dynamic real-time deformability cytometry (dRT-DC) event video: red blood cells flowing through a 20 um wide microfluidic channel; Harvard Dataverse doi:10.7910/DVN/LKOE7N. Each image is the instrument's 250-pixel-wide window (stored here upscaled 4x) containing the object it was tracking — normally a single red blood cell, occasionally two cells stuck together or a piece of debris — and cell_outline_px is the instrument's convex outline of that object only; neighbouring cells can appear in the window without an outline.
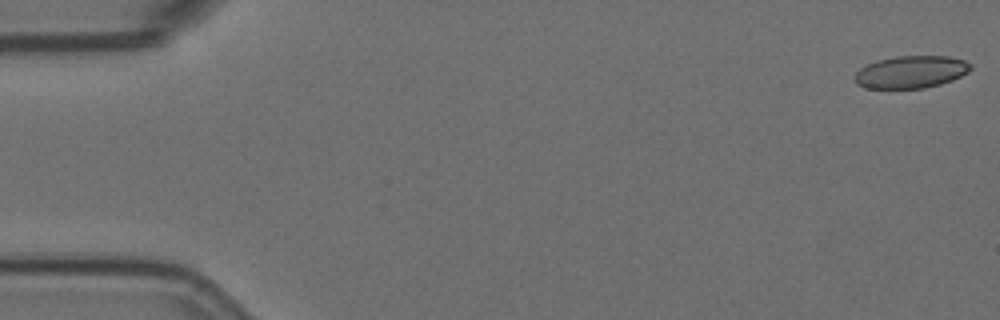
{"species": "Egyptian fruit bat (a non-hibernating species)", "species_latin": "Rousettus aegyptiacus", "temperature_condition": "room temperature", "stored_images_in_passage": 5, "camera_frame_rate_fps": 3000, "um_per_image_px": 0.085, "animal": {"sex": "female"}, "frame": {"image": 1, "passage_image": 1, "time_ms": 0.0, "image_size_px": [1000, 320], "cell_outline_px": [[972, 68], [968, 72], [952, 80], [940, 84], [924, 88], [864, 88], [856, 84], [856, 72], [860, 68], [868, 64], [880, 60], [896, 56], [948, 56], [964, 60], [972, 64]], "centroid_in_image_um": [77.46, 6.12], "position_along_channel_um": 7.5, "area_um2": 21.73}}
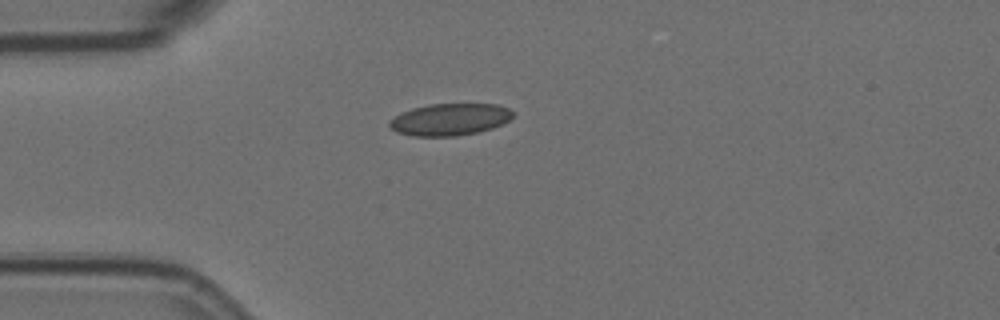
{"frame": {"image": 2, "passage_image": 5, "time_ms": 1.333, "image_size_px": [1000, 320], "cell_outline_px": [[512, 116], [504, 124], [492, 128], [476, 132], [456, 136], [412, 136], [396, 132], [388, 124], [388, 120], [412, 108], [428, 104], [496, 104], [508, 108], [512, 112]], "centroid_in_image_um": [38.22, 10.15], "position_along_channel_um": 46.8, "area_um2": 22.89}}